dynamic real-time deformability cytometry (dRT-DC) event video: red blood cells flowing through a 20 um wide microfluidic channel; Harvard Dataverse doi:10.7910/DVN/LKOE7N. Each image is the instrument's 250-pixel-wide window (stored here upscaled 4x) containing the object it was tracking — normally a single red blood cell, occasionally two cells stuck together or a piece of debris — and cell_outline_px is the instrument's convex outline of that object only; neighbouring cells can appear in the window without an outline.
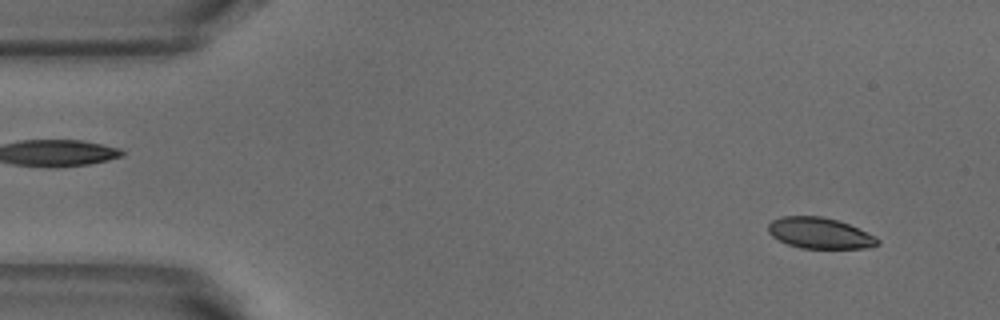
{"species": "common noctule bat (a hibernating species)", "species_latin": "Nyctalus noctula", "temperature_condition": "warm", "stored_images_in_passage": 50, "camera_frame_rate_fps": 3000, "um_per_image_px": 0.085, "animal": {"sex": "male", "body_mass_g": 18.8}, "frame": {"image": 1, "passage_image": 3, "time_ms": 0.667, "image_size_px": [1000, 320], "cell_outline_px": [[880, 244], [868, 248], [800, 248], [788, 244], [772, 236], [768, 232], [768, 224], [772, 220], [780, 216], [820, 216], [840, 220], [876, 236], [880, 240]], "centroid_in_image_um": [69.7, 19.81], "position_along_channel_um": 15.3, "area_um2": 19.88}}
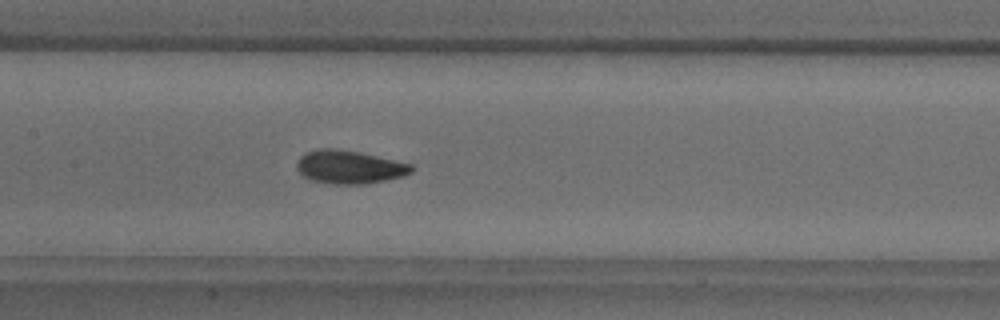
{"frame": {"image": 2, "passage_image": 23, "time_ms": 7.333, "image_size_px": [1000, 320], "cell_outline_px": [[412, 172], [404, 176], [364, 184], [332, 184], [308, 180], [296, 168], [296, 164], [300, 156], [304, 152], [316, 148], [336, 148], [360, 152], [412, 164]], "centroid_in_image_um": [29.65, 14.19], "position_along_channel_um": 177.8, "area_um2": 22.43}}
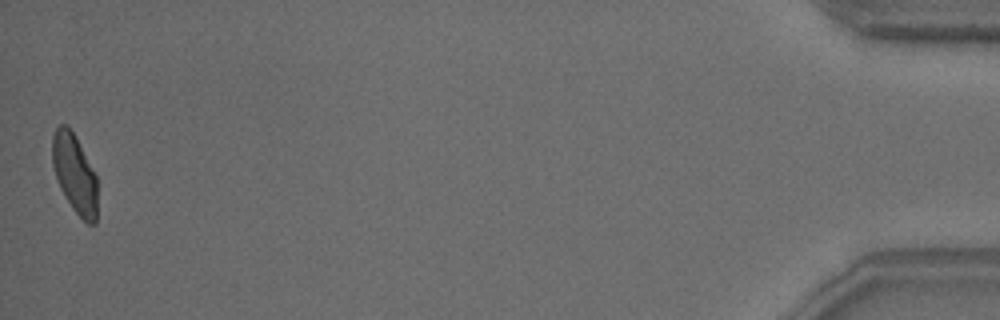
{"frame": {"image": 3, "passage_image": 50, "time_ms": 16.333, "image_size_px": [1000, 320], "cell_outline_px": [[96, 224], [88, 224], [72, 208], [60, 188], [52, 164], [52, 136], [56, 128], [60, 124], [68, 124], [76, 136], [96, 176]], "centroid_in_image_um": [6.32, 14.72], "position_along_channel_um": 428.9, "area_um2": 20.58}, "authors_computed_cell_mechanics": {"area_um2": 21.5305, "velocity_mm_per_s": 3.8672, "shape_relaxation_time_tau1_ms": 4.0518, "shape_relaxation_time_tau2_ms": 0.8473, "deformation_change_tau1": 0.1497, "deformation_change_tau2": 0.0571}}